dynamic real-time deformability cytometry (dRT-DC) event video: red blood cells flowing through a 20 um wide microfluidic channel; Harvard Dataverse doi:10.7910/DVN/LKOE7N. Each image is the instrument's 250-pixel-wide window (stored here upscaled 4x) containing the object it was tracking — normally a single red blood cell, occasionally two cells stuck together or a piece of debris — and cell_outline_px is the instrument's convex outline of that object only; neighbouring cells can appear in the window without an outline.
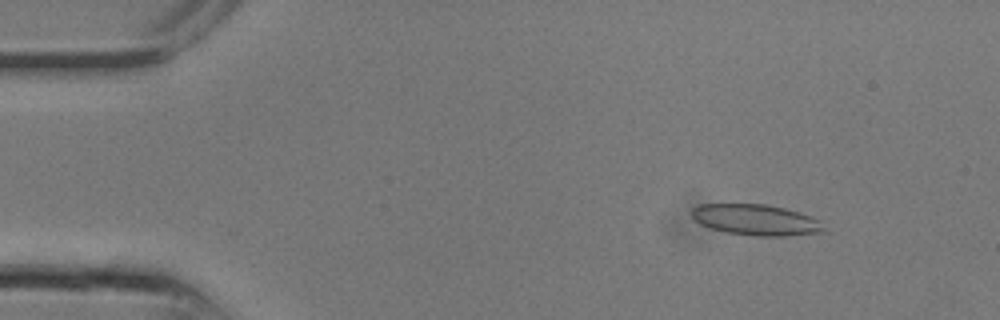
{"species": "common noctule bat (a hibernating species)", "species_latin": "Nyctalus noctula", "temperature_condition": "room temperature", "stored_images_in_passage": 9, "camera_frame_rate_fps": 3000, "um_per_image_px": 0.085, "animal": {"sex": "male", "body_mass_g": 13.3}, "frame": {"image": 1, "passage_image": 3, "time_ms": 0.667, "image_size_px": [1000, 320], "cell_outline_px": [[824, 232], [788, 236], [752, 236], [728, 232], [708, 228], [692, 220], [692, 208], [700, 204], [764, 204], [784, 208], [820, 220], [824, 228]], "centroid_in_image_um": [64.21, 18.7], "position_along_channel_um": 20.8, "area_um2": 23.81}}
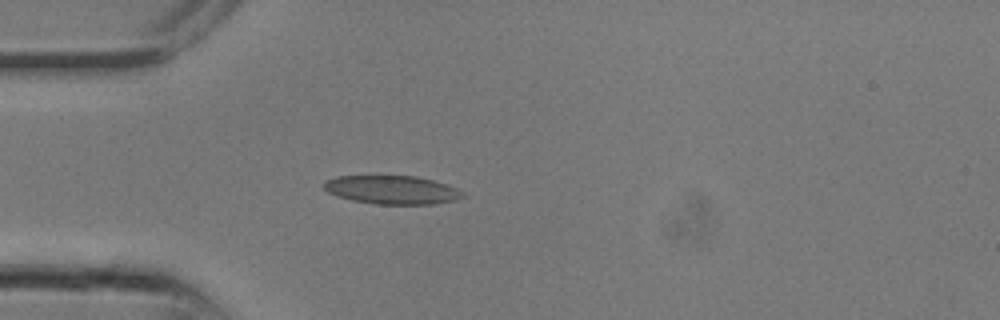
{"frame": {"image": 2, "passage_image": 7, "time_ms": 2.0, "image_size_px": [1000, 320], "cell_outline_px": [[468, 196], [456, 200], [436, 204], [376, 204], [352, 200], [336, 196], [328, 192], [324, 188], [324, 180], [336, 176], [416, 176], [448, 184], [464, 192]], "centroid_in_image_um": [33.36, 16.14], "position_along_channel_um": 51.6, "area_um2": 23.29}}
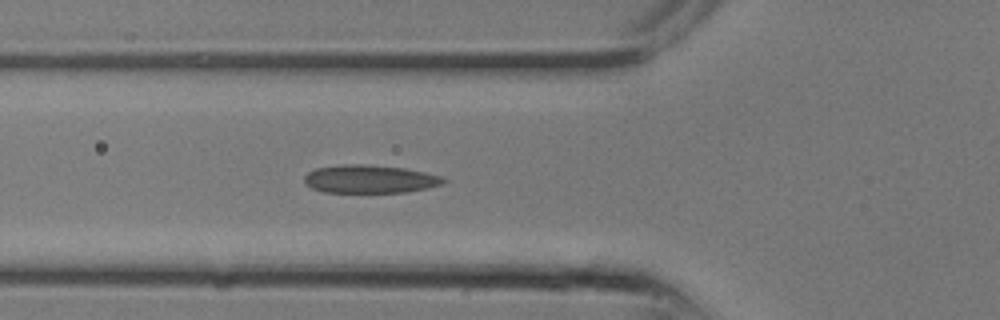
{"frame": {"image": 3, "passage_image": 9, "time_ms": 2.667, "image_size_px": [1000, 320], "cell_outline_px": [[448, 180], [444, 184], [428, 188], [408, 192], [324, 192], [312, 188], [304, 184], [304, 176], [308, 172], [316, 168], [344, 164], [364, 164], [404, 168], [424, 172], [440, 176]], "centroid_in_image_um": [31.44, 15.22], "position_along_channel_um": 94.4, "area_um2": 22.89}}